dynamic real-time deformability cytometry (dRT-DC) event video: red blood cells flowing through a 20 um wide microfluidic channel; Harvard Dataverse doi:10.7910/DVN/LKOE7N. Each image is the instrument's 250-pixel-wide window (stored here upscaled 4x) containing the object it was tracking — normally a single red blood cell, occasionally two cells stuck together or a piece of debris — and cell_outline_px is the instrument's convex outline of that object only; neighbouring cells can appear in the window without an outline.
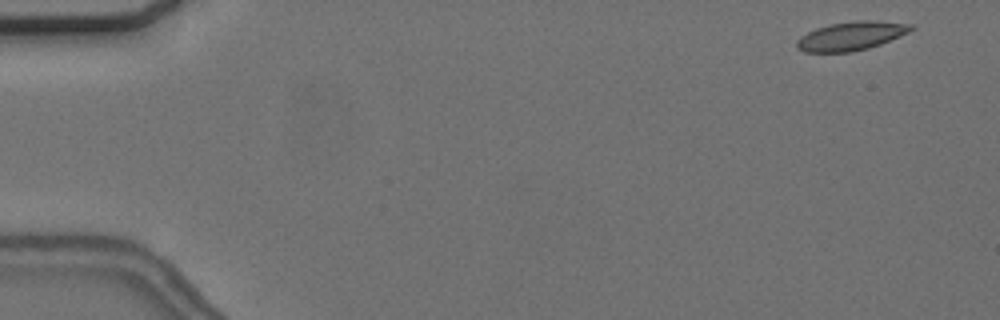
{"species": "common noctule bat (a hibernating species)", "species_latin": "Nyctalus noctula", "temperature_condition": "cold", "stored_images_in_passage": 55, "camera_frame_rate_fps": 3000, "um_per_image_px": 0.085, "animal": {"sex": "female", "body_mass_g": 24.6, "forearm_length_mm": 56.2}, "frame": {"image": 1, "passage_image": 2, "time_ms": 0.333, "image_size_px": [1000, 320], "cell_outline_px": [[916, 28], [908, 32], [880, 44], [868, 48], [852, 52], [804, 52], [796, 48], [796, 40], [800, 36], [816, 28], [832, 24], [856, 20], [876, 20], [912, 24]], "centroid_in_image_um": [72.33, 3.05], "position_along_channel_um": 12.7, "area_um2": 19.13}}
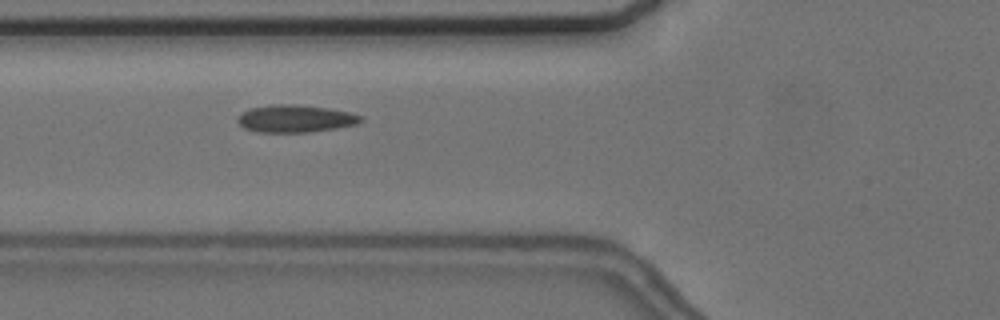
{"frame": {"image": 2, "passage_image": 20, "time_ms": 6.333, "image_size_px": [1000, 320], "cell_outline_px": [[364, 120], [356, 124], [336, 128], [312, 132], [256, 132], [244, 128], [236, 120], [240, 112], [252, 108], [272, 104], [296, 104], [328, 108], [348, 112], [364, 116]], "centroid_in_image_um": [25.1, 10.08], "position_along_channel_um": 100.7, "area_um2": 19.83}}
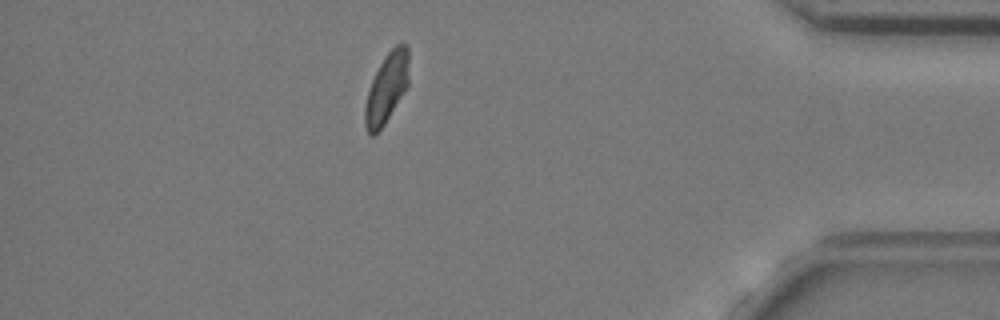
{"frame": {"image": 3, "passage_image": 48, "time_ms": 15.667, "image_size_px": [1000, 320], "cell_outline_px": [[408, 84], [384, 124], [376, 136], [368, 136], [364, 124], [364, 108], [368, 92], [372, 80], [384, 56], [400, 40], [408, 44]], "centroid_in_image_um": [32.85, 7.48], "position_along_channel_um": 402.4, "area_um2": 17.92}, "authors_computed_cell_mechanics": {"area_um2": 18.785, "velocity_mm_per_s": 3.6669, "shape_relaxation_time_tau1_ms": null, "shape_relaxation_time_tau2_ms": 1.5034, "deformation_change_tau1": null, "deformation_change_tau2": 0.0656}}